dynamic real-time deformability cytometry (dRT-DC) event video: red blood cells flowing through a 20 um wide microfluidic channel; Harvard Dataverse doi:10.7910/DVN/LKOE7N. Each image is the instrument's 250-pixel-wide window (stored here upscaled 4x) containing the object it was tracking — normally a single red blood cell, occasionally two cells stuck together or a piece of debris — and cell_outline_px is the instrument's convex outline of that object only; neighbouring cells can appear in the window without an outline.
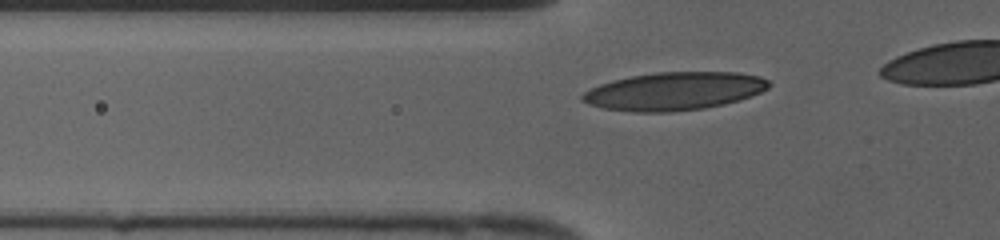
{"species": "human", "species_latin": "Homo sapiens", "temperature_condition": "cold", "stored_images_in_passage": 33, "camera_frame_rate_fps": 3000, "um_per_image_px": 0.085, "donor": {"sex": "female"}, "frame": {"image": 1, "passage_image": 8, "time_ms": 2.333, "image_size_px": [1000, 240], "cell_outline_px": [[772, 84], [768, 88], [760, 92], [740, 100], [724, 104], [704, 108], [672, 112], [632, 112], [604, 108], [588, 104], [580, 100], [580, 96], [584, 92], [600, 84], [612, 80], [632, 76], [656, 72], [740, 72], [760, 76], [768, 80]], "centroid_in_image_um": [57.32, 7.75], "position_along_channel_um": 68.5, "area_um2": 41.5}}
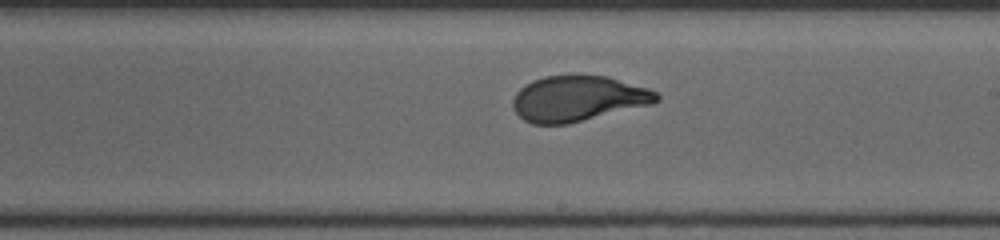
{"frame": {"image": 2, "passage_image": 21, "time_ms": 6.667, "image_size_px": [1000, 240], "cell_outline_px": [[660, 100], [652, 104], [568, 124], [532, 124], [524, 120], [512, 108], [512, 100], [516, 92], [524, 84], [532, 80], [544, 76], [608, 76], [648, 88], [656, 92], [660, 96]], "centroid_in_image_um": [49.12, 8.38], "position_along_channel_um": 239.9, "area_um2": 38.15}}
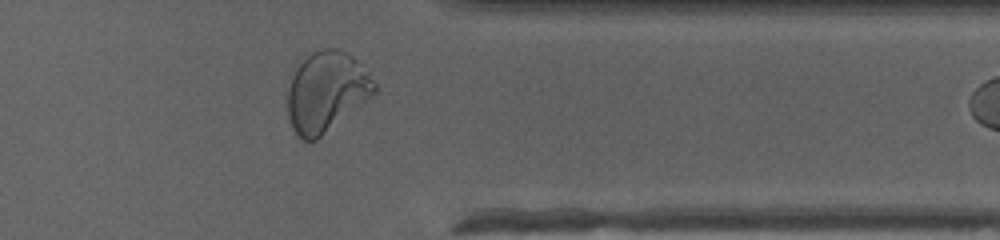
{"frame": {"image": 3, "passage_image": 32, "time_ms": 10.333, "image_size_px": [1000, 240], "cell_outline_px": [[376, 92], [372, 96], [316, 140], [308, 144], [300, 140], [296, 136], [288, 120], [284, 104], [284, 88], [292, 68], [296, 60], [304, 52], [320, 48], [336, 48], [348, 52], [364, 64], [376, 84]], "centroid_in_image_um": [27.61, 7.74], "position_along_channel_um": 383.8, "area_um2": 43.12}}